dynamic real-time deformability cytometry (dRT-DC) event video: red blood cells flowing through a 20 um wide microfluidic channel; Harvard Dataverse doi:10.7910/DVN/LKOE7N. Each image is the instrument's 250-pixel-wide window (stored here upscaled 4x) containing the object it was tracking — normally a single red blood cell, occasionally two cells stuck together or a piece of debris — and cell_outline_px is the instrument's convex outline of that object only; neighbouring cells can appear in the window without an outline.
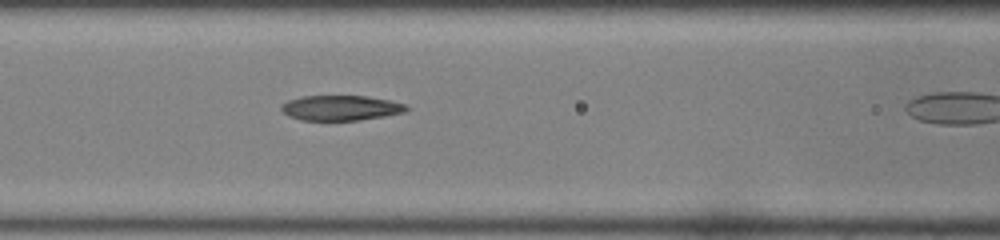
{"species": "common noctule bat (a hibernating species)", "species_latin": "Nyctalus noctula", "temperature_condition": "room temperature", "stored_images_in_passage": 14, "camera_frame_rate_fps": 3000, "um_per_image_px": 0.085, "animal": {"sex": "female", "body_mass_g": 22.0, "forearm_length_mm": 56.7}, "frame": {"image": 1, "passage_image": 10, "time_ms": 3.0, "image_size_px": [1000, 240], "cell_outline_px": [[412, 108], [404, 112], [384, 116], [360, 120], [300, 120], [288, 116], [280, 108], [288, 100], [300, 96], [368, 96], [388, 100], [404, 104]], "centroid_in_image_um": [28.97, 9.17], "position_along_channel_um": 137.6, "area_um2": 18.26}}